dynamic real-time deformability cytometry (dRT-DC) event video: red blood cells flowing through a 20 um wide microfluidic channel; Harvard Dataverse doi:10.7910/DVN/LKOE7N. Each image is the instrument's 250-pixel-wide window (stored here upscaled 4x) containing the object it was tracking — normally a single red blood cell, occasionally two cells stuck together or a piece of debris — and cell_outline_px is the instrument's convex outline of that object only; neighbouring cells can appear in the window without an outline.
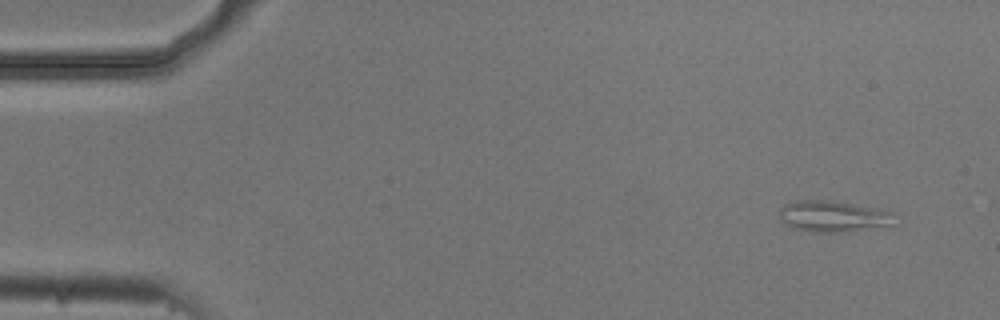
{"species": "common noctule bat (a hibernating species)", "species_latin": "Nyctalus noctula", "temperature_condition": "cold", "stored_images_in_passage": 6, "camera_frame_rate_fps": 3000, "um_per_image_px": 0.085, "animal": {"sex": "male", "body_mass_g": 20.5, "forearm_length_mm": 52.5}, "frame": {"image": 1, "passage_image": 1, "time_ms": 0.0, "image_size_px": [1000, 320], "cell_outline_px": [[892, 224], [848, 232], [816, 232], [796, 228], [780, 220], [780, 208], [784, 204], [796, 200], [828, 200], [880, 208], [892, 212]], "centroid_in_image_um": [70.8, 18.37], "position_along_channel_um": 14.2, "area_um2": 20.69}}
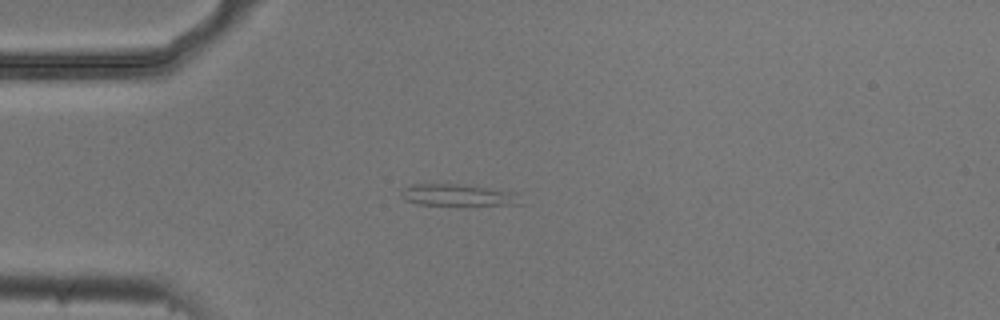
{"frame": {"image": 2, "passage_image": 4, "time_ms": 1.0, "image_size_px": [1000, 320], "cell_outline_px": [[524, 204], [420, 204], [404, 200], [400, 196], [400, 192], [404, 188], [412, 184], [456, 184], [488, 188], [516, 192]], "centroid_in_image_um": [38.89, 16.57], "position_along_channel_um": 46.1, "area_um2": 14.74}}
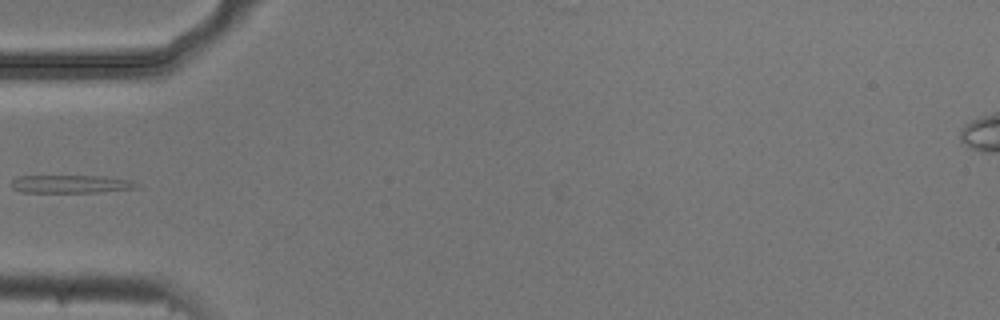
{"frame": {"image": 3, "passage_image": 5, "time_ms": 1.333, "image_size_px": [1000, 320], "cell_outline_px": [[140, 188], [100, 192], [24, 192], [12, 188], [12, 180], [16, 176], [100, 176], [128, 180], [140, 184]], "centroid_in_image_um": [6.05, 15.64], "position_along_channel_um": 79.0, "area_um2": 13.06}}